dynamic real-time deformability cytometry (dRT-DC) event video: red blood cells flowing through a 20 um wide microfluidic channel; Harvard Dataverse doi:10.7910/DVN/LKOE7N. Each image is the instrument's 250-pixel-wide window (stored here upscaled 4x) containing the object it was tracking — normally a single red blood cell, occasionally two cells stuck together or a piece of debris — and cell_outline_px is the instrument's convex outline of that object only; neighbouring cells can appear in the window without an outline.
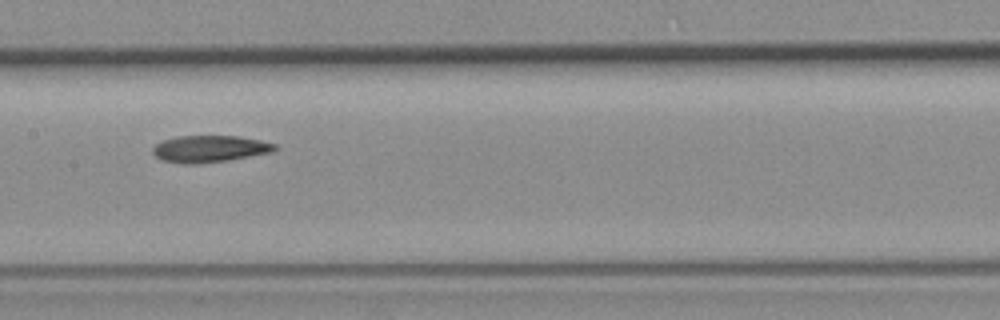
{"species": "common noctule bat (a hibernating species)", "species_latin": "Nyctalus noctula", "temperature_condition": "room temperature", "stored_images_in_passage": 14, "camera_frame_rate_fps": 3000, "um_per_image_px": 0.085, "animal": {"sex": "female", "body_mass_g": 19.3, "forearm_length_mm": 54.1}, "frame": {"image": 1, "passage_image": 6, "time_ms": 6.667, "image_size_px": [1000, 320], "cell_outline_px": [[280, 148], [272, 152], [228, 160], [196, 164], [184, 164], [160, 160], [152, 152], [152, 148], [156, 144], [164, 140], [176, 136], [240, 136], [260, 140], [276, 144]], "centroid_in_image_um": [17.83, 12.65], "position_along_channel_um": 189.6, "area_um2": 19.19}}
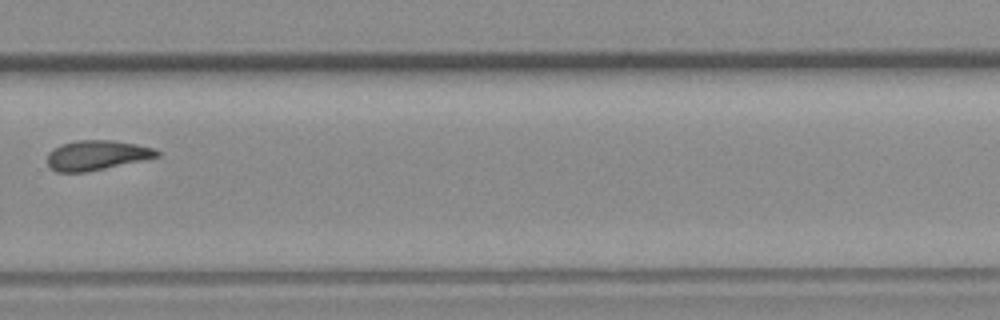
{"frame": {"image": 2, "passage_image": 9, "time_ms": 10.333, "image_size_px": [1000, 320], "cell_outline_px": [[160, 156], [88, 172], [56, 172], [48, 164], [48, 152], [52, 148], [60, 144], [76, 140], [112, 140], [136, 144], [152, 148], [160, 152]], "centroid_in_image_um": [8.19, 13.19], "position_along_channel_um": 321.6, "area_um2": 19.02}}
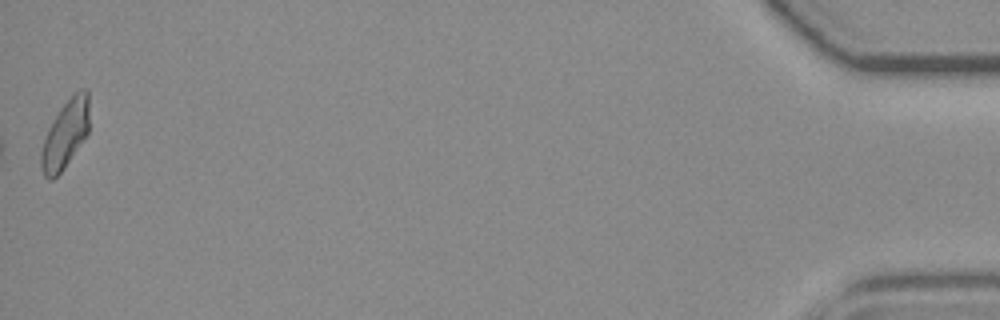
{"frame": {"image": 3, "passage_image": 14, "time_ms": 16.0, "image_size_px": [1000, 320], "cell_outline_px": [[88, 132], [64, 168], [52, 180], [48, 180], [44, 176], [40, 164], [40, 152], [48, 128], [60, 108], [80, 88], [88, 88]], "centroid_in_image_um": [5.53, 11.42], "position_along_channel_um": 429.7, "area_um2": 18.79}}